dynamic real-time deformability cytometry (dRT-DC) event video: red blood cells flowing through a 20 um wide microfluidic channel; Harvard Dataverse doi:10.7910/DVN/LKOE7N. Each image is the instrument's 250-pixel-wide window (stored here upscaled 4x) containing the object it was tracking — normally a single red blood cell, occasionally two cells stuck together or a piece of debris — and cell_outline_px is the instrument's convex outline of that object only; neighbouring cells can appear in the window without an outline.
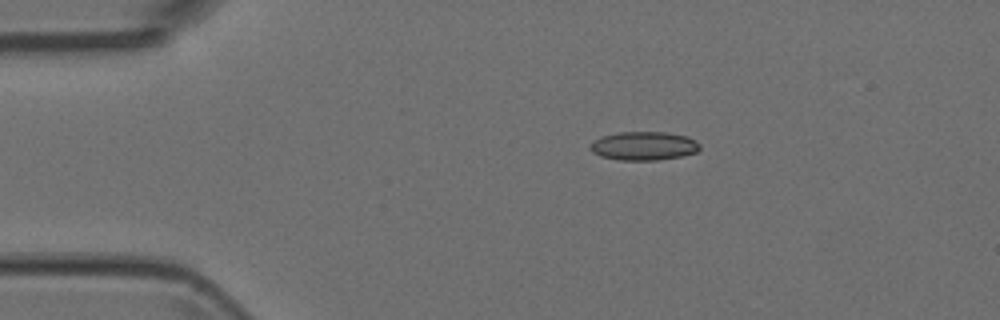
{"species": "Egyptian fruit bat (a non-hibernating species)", "species_latin": "Rousettus aegyptiacus", "temperature_condition": "room temperature", "stored_images_in_passage": 5, "camera_frame_rate_fps": 3000, "um_per_image_px": 0.085, "animal": {"sex": "female"}, "frame": {"image": 1, "passage_image": 3, "time_ms": 0.667, "image_size_px": [1000, 320], "cell_outline_px": [[700, 148], [696, 152], [680, 156], [656, 160], [620, 160], [600, 156], [592, 152], [588, 148], [592, 140], [600, 136], [620, 132], [668, 132], [688, 136], [696, 140], [700, 144]], "centroid_in_image_um": [54.69, 12.39], "position_along_channel_um": 30.3, "area_um2": 18.5}}
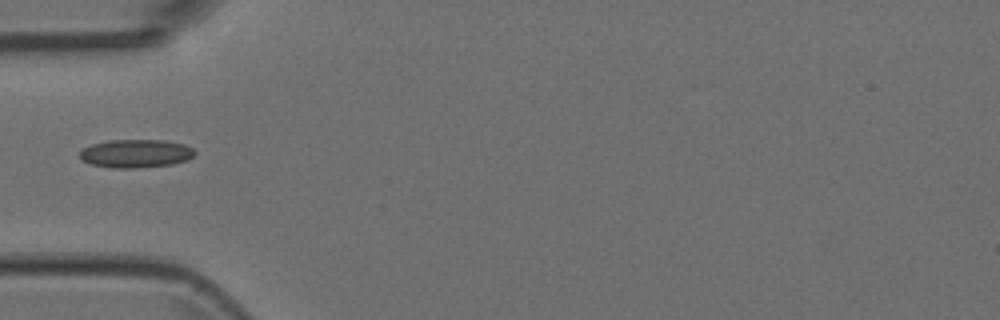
{"frame": {"image": 2, "passage_image": 5, "time_ms": 1.333, "image_size_px": [1000, 320], "cell_outline_px": [[196, 152], [188, 160], [172, 164], [136, 168], [112, 168], [88, 164], [80, 160], [80, 152], [84, 148], [92, 144], [108, 140], [164, 140], [184, 144], [192, 148]], "centroid_in_image_um": [11.52, 13.05], "position_along_channel_um": 73.5, "area_um2": 19.07}}